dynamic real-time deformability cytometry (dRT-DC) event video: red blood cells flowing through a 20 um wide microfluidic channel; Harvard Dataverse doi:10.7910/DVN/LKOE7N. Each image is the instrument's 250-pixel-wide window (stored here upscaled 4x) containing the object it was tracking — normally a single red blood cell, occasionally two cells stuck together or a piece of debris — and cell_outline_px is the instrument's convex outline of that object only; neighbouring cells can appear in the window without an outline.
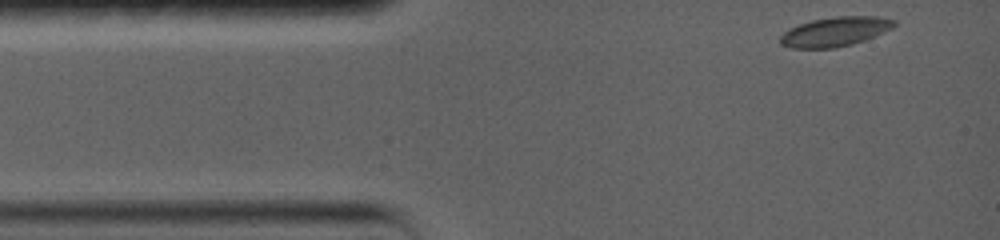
{"species": "common noctule bat (a hibernating species)", "species_latin": "Nyctalus noctula", "temperature_condition": "warm", "stored_images_in_passage": 55, "camera_frame_rate_fps": 5000, "um_per_image_px": 0.085, "animal": {"sex": "female", "body_mass_g": 19.0, "forearm_length_mm": 56.7}, "frame": {"image": 1, "passage_image": 1, "time_ms": 0.0, "image_size_px": [1000, 240], "cell_outline_px": [[896, 24], [892, 28], [864, 40], [852, 44], [836, 48], [792, 48], [780, 44], [780, 36], [784, 32], [800, 24], [812, 20], [836, 16], [876, 16], [896, 20]], "centroid_in_image_um": [70.99, 2.69], "position_along_channel_um": 14.0, "area_um2": 19.36}}
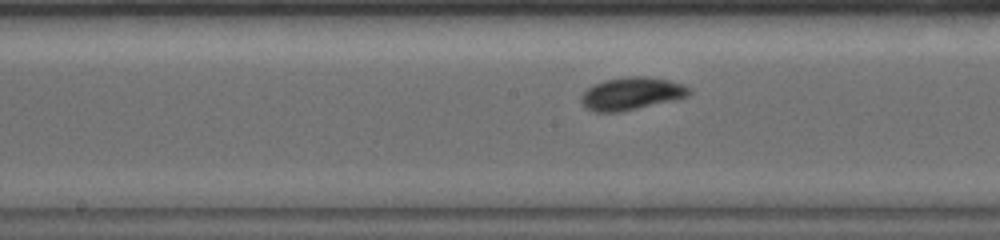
{"frame": {"image": 2, "passage_image": 24, "time_ms": 6.4, "image_size_px": [1000, 240], "cell_outline_px": [[692, 92], [688, 96], [676, 100], [620, 112], [592, 112], [584, 108], [580, 100], [580, 96], [592, 84], [604, 80], [628, 76], [648, 76], [668, 80], [684, 84], [692, 88]], "centroid_in_image_um": [53.68, 7.96], "position_along_channel_um": 194.5, "area_um2": 20.98}}
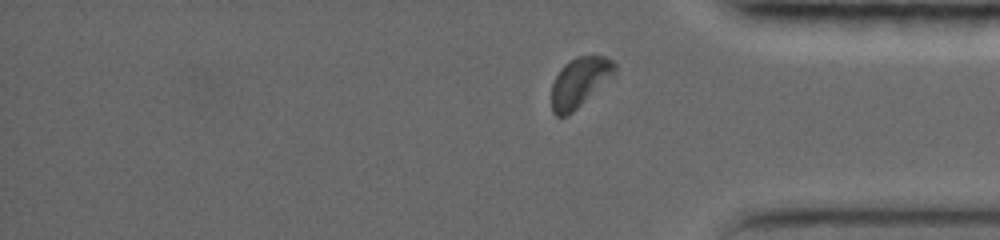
{"frame": {"image": 3, "passage_image": 47, "time_ms": 11.8, "image_size_px": [1000, 240], "cell_outline_px": [[616, 72], [568, 116], [556, 116], [552, 112], [552, 84], [560, 68], [564, 64], [576, 56], [604, 56], [612, 60], [616, 64]], "centroid_in_image_um": [49.24, 6.97], "position_along_channel_um": 386.0, "area_um2": 17.98}, "authors_computed_cell_mechanics": {"area_um2": 19.074, "velocity_mm_per_s": 3.6518, "shape_relaxation_time_tau1_ms": 1.7986, "shape_relaxation_time_tau2_ms": 2.1612, "deformation_change_tau1": 0.0814, "deformation_change_tau2": 0.043}}